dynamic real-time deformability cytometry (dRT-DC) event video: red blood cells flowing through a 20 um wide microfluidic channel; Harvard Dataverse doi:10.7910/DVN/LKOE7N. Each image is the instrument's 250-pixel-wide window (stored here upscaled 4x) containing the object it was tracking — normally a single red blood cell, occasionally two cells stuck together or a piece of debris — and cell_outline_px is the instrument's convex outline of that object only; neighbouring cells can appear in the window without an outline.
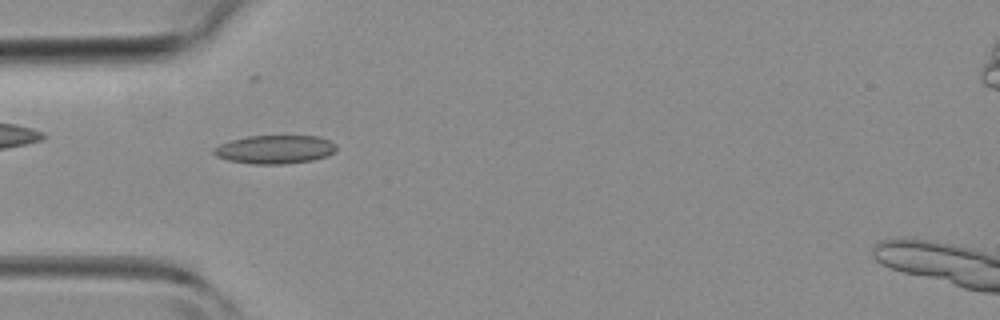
{"species": "common noctule bat (a hibernating species)", "species_latin": "Nyctalus noctula", "temperature_condition": "room temperature", "stored_images_in_passage": 1, "camera_frame_rate_fps": 3000, "um_per_image_px": 0.085, "animal": {"sex": "female", "body_mass_g": 19.3, "forearm_length_mm": 54.1}, "frame": {"image": 1, "passage_image": 1, "time_ms": 0.0, "image_size_px": [1000, 320], "cell_outline_px": [[336, 152], [328, 156], [312, 160], [284, 164], [252, 164], [228, 160], [216, 156], [212, 152], [212, 148], [220, 144], [232, 140], [248, 136], [320, 136], [336, 144]], "centroid_in_image_um": [23.38, 12.7], "position_along_channel_um": 61.6, "area_um2": 20.46}}